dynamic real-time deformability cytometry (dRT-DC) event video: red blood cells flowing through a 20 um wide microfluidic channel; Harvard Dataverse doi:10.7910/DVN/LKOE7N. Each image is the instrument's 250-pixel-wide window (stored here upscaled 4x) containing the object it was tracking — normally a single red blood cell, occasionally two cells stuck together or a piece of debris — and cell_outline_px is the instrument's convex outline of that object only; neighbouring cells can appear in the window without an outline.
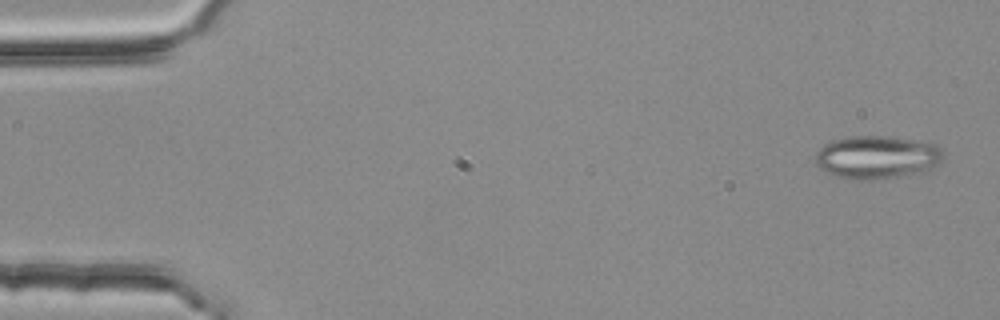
{"species": "common noctule bat (a hibernating species)", "species_latin": "Nyctalus noctula", "temperature_condition": "room temperature", "stored_images_in_passage": 54, "camera_frame_rate_fps": 3000, "um_per_image_px": 0.085, "animal": {"sex": "female", "body_mass_g": 25.1}, "frame": {"image": 1, "passage_image": 2, "time_ms": 0.333, "image_size_px": [1000, 320], "cell_outline_px": [[944, 156], [936, 164], [924, 172], [908, 176], [868, 180], [856, 180], [836, 176], [824, 172], [816, 164], [816, 152], [824, 144], [832, 140], [848, 136], [888, 136], [936, 144], [944, 152]], "centroid_in_image_um": [74.52, 13.37], "position_along_channel_um": 10.5, "area_um2": 32.37}}
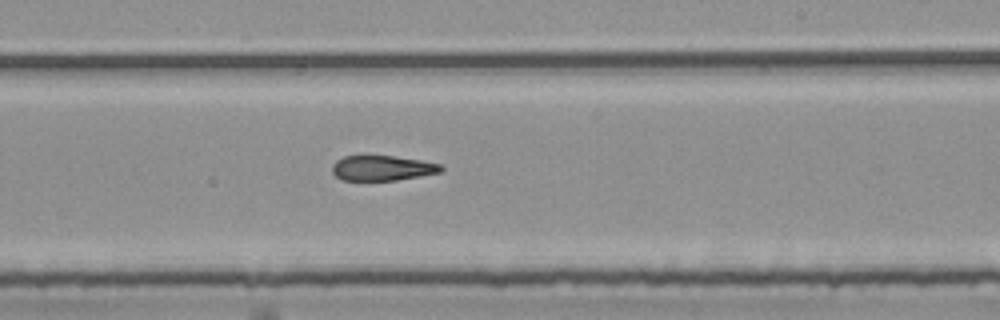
{"frame": {"image": 2, "passage_image": 32, "time_ms": 10.333, "image_size_px": [1000, 320], "cell_outline_px": [[444, 168], [440, 172], [420, 176], [396, 180], [340, 180], [332, 172], [332, 164], [336, 160], [344, 156], [364, 152], [420, 160], [440, 164]], "centroid_in_image_um": [32.41, 14.24], "position_along_channel_um": 256.6, "area_um2": 16.53}}
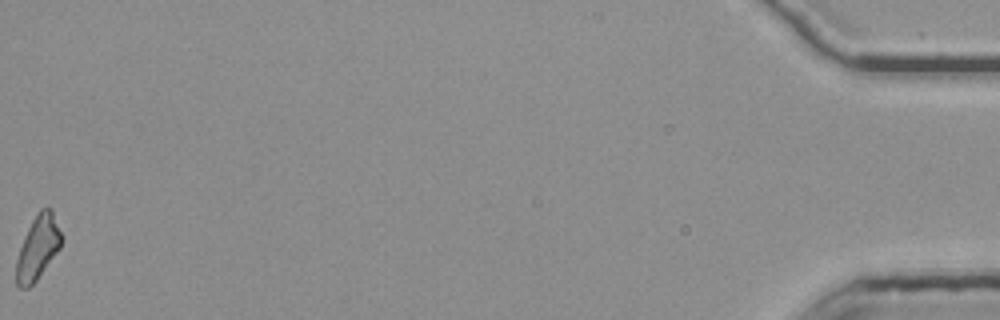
{"frame": {"image": 3, "passage_image": 54, "time_ms": 17.667, "image_size_px": [1000, 320], "cell_outline_px": [[64, 240], [60, 248], [36, 280], [28, 288], [20, 288], [16, 284], [16, 260], [24, 236], [32, 220], [40, 208], [52, 208], [64, 236]], "centroid_in_image_um": [3.25, 21.01], "position_along_channel_um": 432.0, "area_um2": 16.99}, "authors_computed_cell_mechanics": {"area_um2": 17.629, "velocity_mm_per_s": 3.8033, "shape_relaxation_time_tau1_ms": null, "shape_relaxation_time_tau2_ms": 7.0702, "deformation_change_tau1": null, "deformation_change_tau2": 0.2009}}